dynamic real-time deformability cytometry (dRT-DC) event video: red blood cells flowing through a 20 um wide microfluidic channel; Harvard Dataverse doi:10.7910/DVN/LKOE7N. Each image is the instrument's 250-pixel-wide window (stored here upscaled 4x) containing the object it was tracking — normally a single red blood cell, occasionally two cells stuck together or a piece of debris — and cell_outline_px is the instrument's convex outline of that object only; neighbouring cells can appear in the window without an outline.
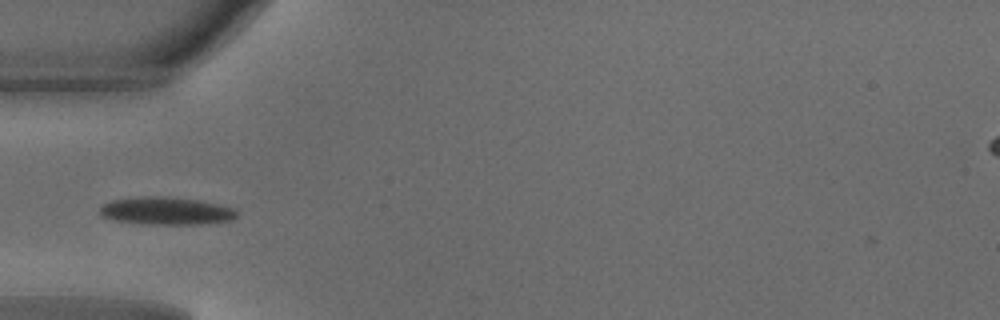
{"species": "common noctule bat (a hibernating species)", "species_latin": "Nyctalus noctula", "temperature_condition": "warm", "stored_images_in_passage": 34, "camera_frame_rate_fps": 3000, "um_per_image_px": 0.085, "animal": {"sex": "male", "body_mass_g": 18.8}, "frame": {"image": 1, "passage_image": 1, "time_ms": 0.0, "image_size_px": [1000, 320], "cell_outline_px": [[236, 216], [232, 220], [200, 224], [144, 224], [112, 220], [100, 216], [100, 208], [104, 204], [112, 200], [148, 196], [164, 196], [200, 200], [236, 208]], "centroid_in_image_um": [14.13, 17.93], "position_along_channel_um": 70.9, "area_um2": 22.14}}
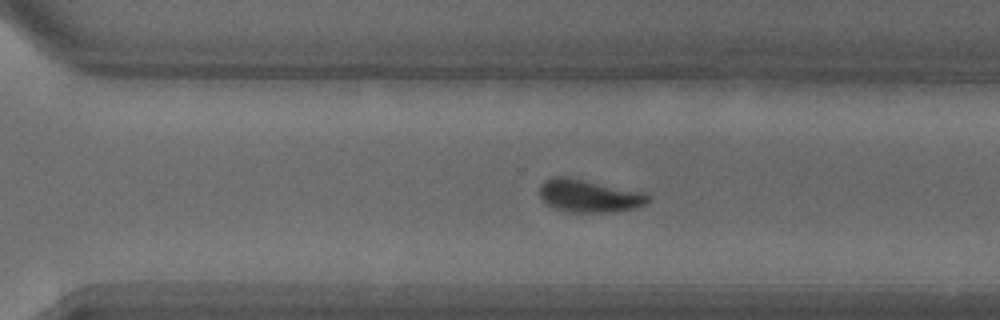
{"frame": {"image": 2, "passage_image": 19, "time_ms": 6.0, "image_size_px": [1000, 320], "cell_outline_px": [[648, 200], [644, 204], [632, 208], [616, 212], [568, 212], [556, 208], [548, 204], [540, 196], [540, 184], [544, 180], [552, 176], [568, 176], [644, 192], [648, 196]], "centroid_in_image_um": [50.03, 16.63], "position_along_channel_um": 320.6, "area_um2": 20.63}}
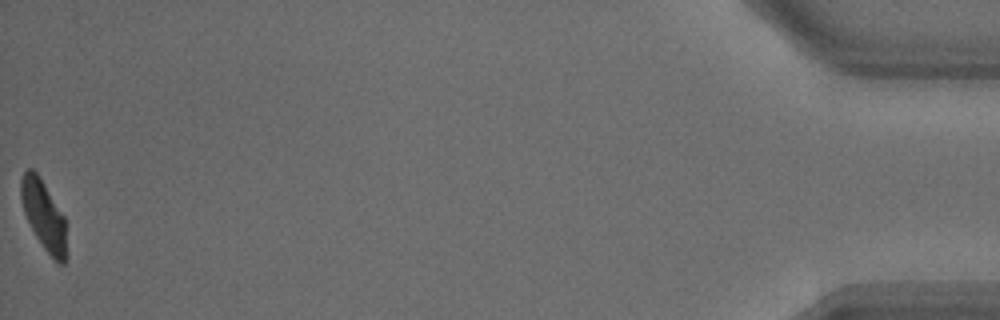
{"frame": {"image": 3, "passage_image": 34, "time_ms": 11.0, "image_size_px": [1000, 320], "cell_outline_px": [[64, 264], [60, 264], [44, 248], [36, 236], [24, 212], [20, 196], [20, 180], [24, 172], [28, 168], [32, 168], [36, 172], [44, 184], [64, 216]], "centroid_in_image_um": [3.66, 18.21], "position_along_channel_um": 431.5, "area_um2": 17.57}, "authors_computed_cell_mechanics": {"area_um2": 21.0103, "velocity_mm_per_s": 4.159, "shape_relaxation_time_tau1_ms": 2.4001, "shape_relaxation_time_tau2_ms": 2.0957, "deformation_change_tau1": 0.1497, "deformation_change_tau2": 0.0572}}